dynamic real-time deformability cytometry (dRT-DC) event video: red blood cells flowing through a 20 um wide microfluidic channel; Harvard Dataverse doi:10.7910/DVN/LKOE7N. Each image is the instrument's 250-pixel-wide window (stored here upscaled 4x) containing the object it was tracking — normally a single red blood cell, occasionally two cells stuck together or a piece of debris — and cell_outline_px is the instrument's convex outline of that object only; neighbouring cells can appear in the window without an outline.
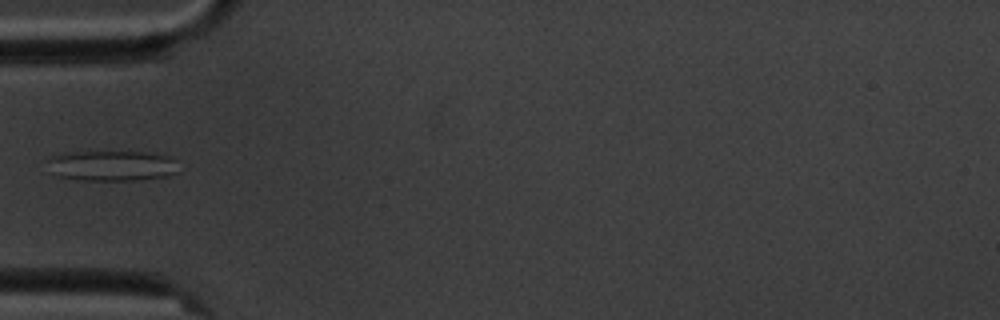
{"species": "common noctule bat (a hibernating species)", "species_latin": "Nyctalus noctula", "temperature_condition": "cold", "stored_images_in_passage": 3, "camera_frame_rate_fps": 3000, "um_per_image_px": 0.085, "animal": {"sex": "male", "body_mass_g": 20.1, "forearm_length_mm": 53.5}, "frame": {"image": 1, "passage_image": 3, "time_ms": 2.333, "image_size_px": [1000, 320], "cell_outline_px": [[176, 172], [168, 176], [136, 180], [84, 180], [60, 176], [48, 172], [48, 156], [64, 152], [144, 152], [168, 156], [176, 160]], "centroid_in_image_um": [9.45, 14.08], "position_along_channel_um": 75.6, "area_um2": 23.29}}